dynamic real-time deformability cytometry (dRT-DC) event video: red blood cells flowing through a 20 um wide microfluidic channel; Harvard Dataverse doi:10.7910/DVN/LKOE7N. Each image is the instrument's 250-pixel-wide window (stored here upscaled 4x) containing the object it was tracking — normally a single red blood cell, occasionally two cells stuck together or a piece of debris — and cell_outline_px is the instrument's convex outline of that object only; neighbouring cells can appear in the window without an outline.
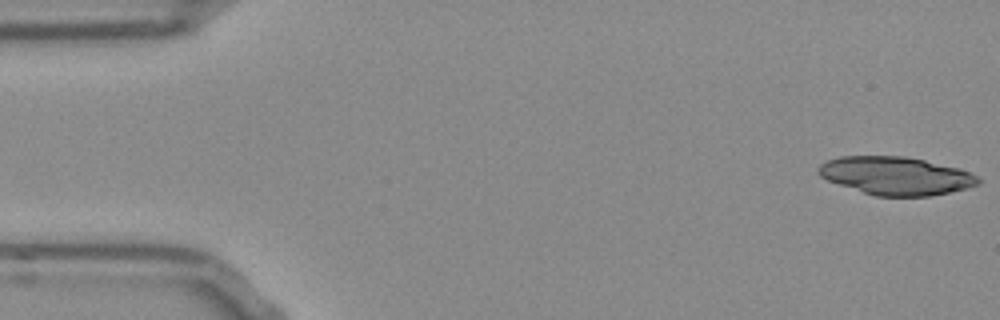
{"species": "Egyptian fruit bat (a non-hibernating species)", "species_latin": "Rousettus aegyptiacus", "temperature_condition": "room temperature", "stored_images_in_passage": 12, "camera_frame_rate_fps": 3000, "um_per_image_px": 0.085, "frame": {"image": 1, "passage_image": 1, "time_ms": 0.0, "image_size_px": [1000, 320], "cell_outline_px": [[980, 184], [968, 188], [928, 196], [876, 196], [828, 180], [820, 176], [816, 172], [816, 168], [820, 164], [828, 160], [840, 156], [904, 156], [924, 160], [960, 168], [976, 176], [980, 180]], "centroid_in_image_um": [76.14, 14.93], "position_along_channel_um": 8.9, "area_um2": 35.26}}